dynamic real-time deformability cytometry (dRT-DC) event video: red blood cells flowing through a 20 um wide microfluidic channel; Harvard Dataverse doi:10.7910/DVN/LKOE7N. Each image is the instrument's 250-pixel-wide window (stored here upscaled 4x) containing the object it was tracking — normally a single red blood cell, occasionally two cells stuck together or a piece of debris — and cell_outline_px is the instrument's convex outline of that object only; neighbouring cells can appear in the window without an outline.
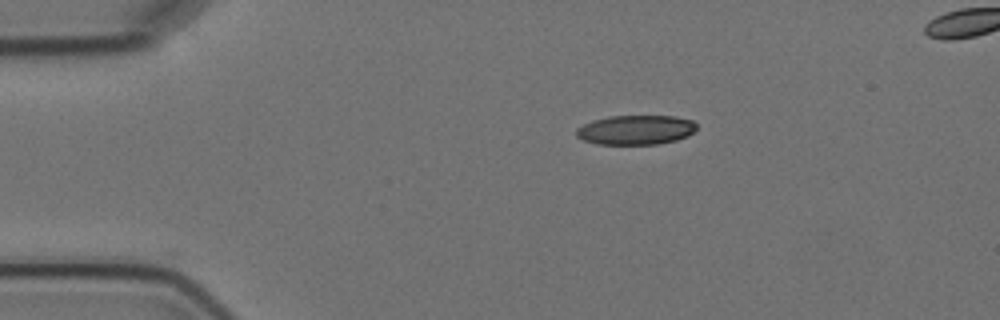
{"species": "Egyptian fruit bat (a non-hibernating species)", "species_latin": "Rousettus aegyptiacus", "temperature_condition": "cold", "stored_images_in_passage": 3, "camera_frame_rate_fps": 3000, "um_per_image_px": 0.085, "animal": {"sex": "female"}, "frame": {"image": 1, "passage_image": 1, "time_ms": 0.0, "image_size_px": [1000, 320], "cell_outline_px": [[696, 128], [688, 136], [676, 140], [660, 144], [596, 144], [584, 140], [576, 136], [576, 128], [592, 120], [608, 116], [676, 116], [692, 120], [696, 124]], "centroid_in_image_um": [54.03, 11.04], "position_along_channel_um": 31.0, "area_um2": 20.75}}